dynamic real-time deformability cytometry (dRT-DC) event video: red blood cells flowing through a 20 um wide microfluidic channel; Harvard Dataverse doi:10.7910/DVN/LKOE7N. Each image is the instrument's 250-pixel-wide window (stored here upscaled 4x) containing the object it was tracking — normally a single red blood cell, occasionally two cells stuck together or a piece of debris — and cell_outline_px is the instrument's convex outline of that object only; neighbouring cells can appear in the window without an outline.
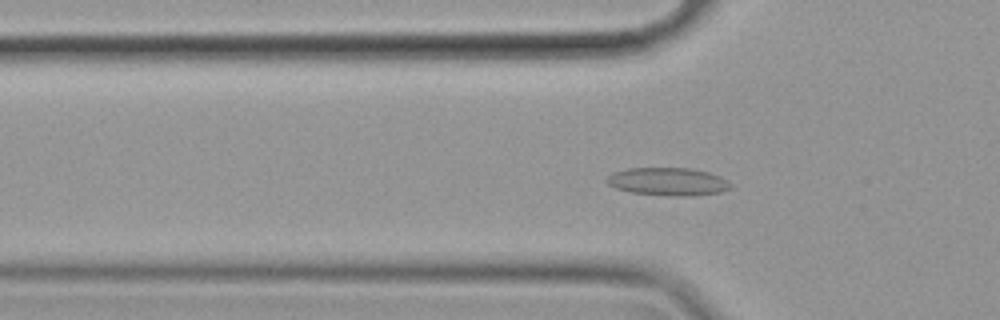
{"species": "common noctule bat (a hibernating species)", "species_latin": "Nyctalus noctula", "temperature_condition": "cold", "stored_images_in_passage": 59, "camera_frame_rate_fps": 3000, "um_per_image_px": 0.085, "animal": {"sex": "female", "body_mass_g": 19.9}, "frame": {"image": 1, "passage_image": 19, "time_ms": 6.0, "image_size_px": [1000, 320], "cell_outline_px": [[732, 188], [720, 192], [692, 196], [668, 196], [632, 192], [616, 188], [608, 184], [604, 180], [612, 172], [628, 168], [692, 168], [708, 172], [720, 176], [732, 184]], "centroid_in_image_um": [56.78, 15.43], "position_along_channel_um": 69.0, "area_um2": 20.29}}
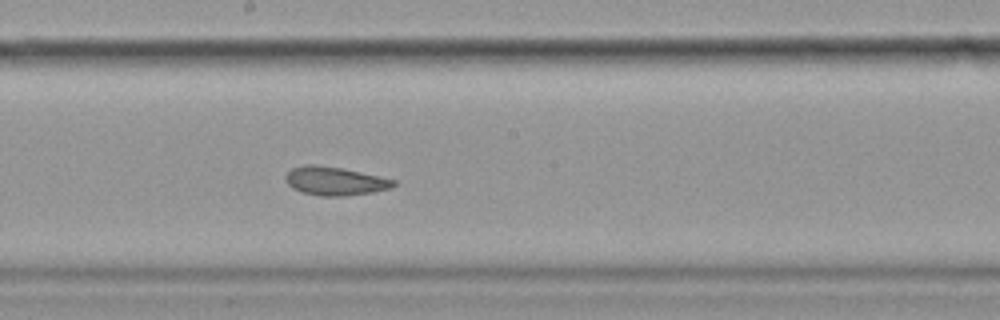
{"frame": {"image": 2, "passage_image": 32, "time_ms": 10.333, "image_size_px": [1000, 320], "cell_outline_px": [[396, 184], [392, 188], [372, 192], [344, 196], [320, 196], [300, 192], [292, 188], [284, 180], [284, 176], [292, 168], [304, 164], [316, 164], [340, 168], [380, 176], [396, 180]], "centroid_in_image_um": [28.44, 15.39], "position_along_channel_um": 219.8, "area_um2": 18.09}}
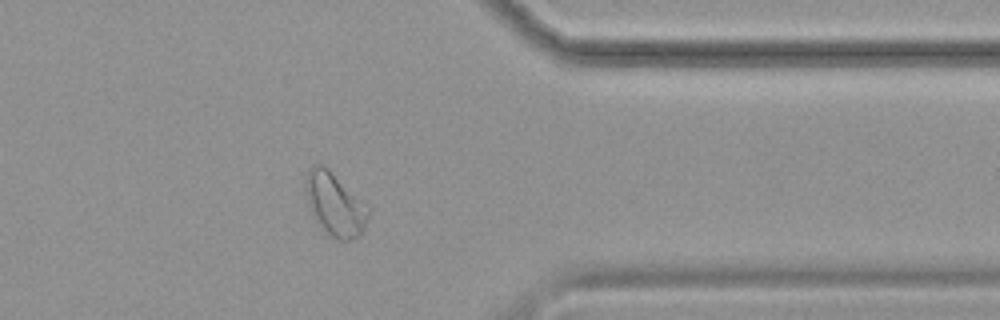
{"frame": {"image": 3, "passage_image": 47, "time_ms": 15.333, "image_size_px": [1000, 320], "cell_outline_px": [[368, 216], [364, 228], [360, 236], [352, 240], [336, 240], [312, 216], [308, 204], [304, 188], [304, 176], [312, 164], [324, 164], [368, 208]], "centroid_in_image_um": [28.41, 17.34], "position_along_channel_um": 383.0, "area_um2": 22.72}, "authors_computed_cell_mechanics": {"area_um2": 20.9236, "velocity_mm_per_s": 3.4825, "shape_relaxation_time_tau1_ms": null, "shape_relaxation_time_tau2_ms": 3.801, "deformation_change_tau1": null, "deformation_change_tau2": 0.0999}}